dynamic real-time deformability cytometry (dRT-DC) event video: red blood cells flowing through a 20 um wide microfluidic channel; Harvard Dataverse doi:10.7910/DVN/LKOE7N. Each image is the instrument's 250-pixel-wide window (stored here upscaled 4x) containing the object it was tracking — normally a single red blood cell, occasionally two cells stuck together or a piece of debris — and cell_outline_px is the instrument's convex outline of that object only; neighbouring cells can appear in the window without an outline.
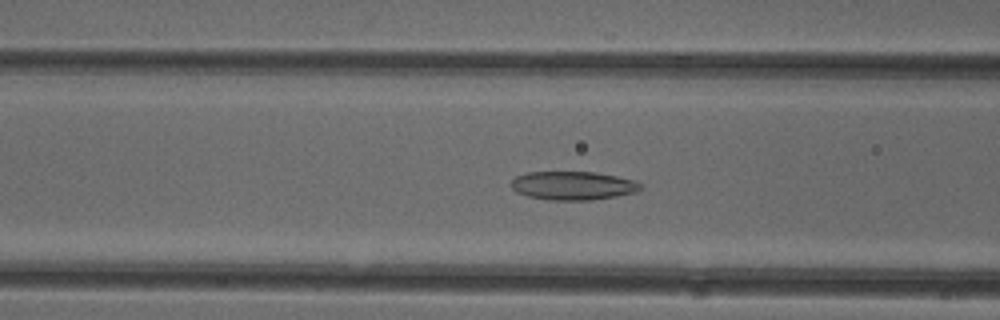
{"species": "common noctule bat (a hibernating species)", "species_latin": "Nyctalus noctula", "temperature_condition": "cold", "stored_images_in_passage": 33, "camera_frame_rate_fps": 3000, "um_per_image_px": 0.085, "animal": {"sex": "female"}, "frame": {"image": 1, "passage_image": 14, "time_ms": 4.333, "image_size_px": [1000, 320], "cell_outline_px": [[644, 188], [636, 192], [616, 196], [592, 200], [552, 200], [528, 196], [516, 192], [508, 184], [516, 176], [528, 172], [592, 172], [616, 176], [636, 180], [644, 184]], "centroid_in_image_um": [48.73, 15.78], "position_along_channel_um": 117.9, "area_um2": 21.73}}
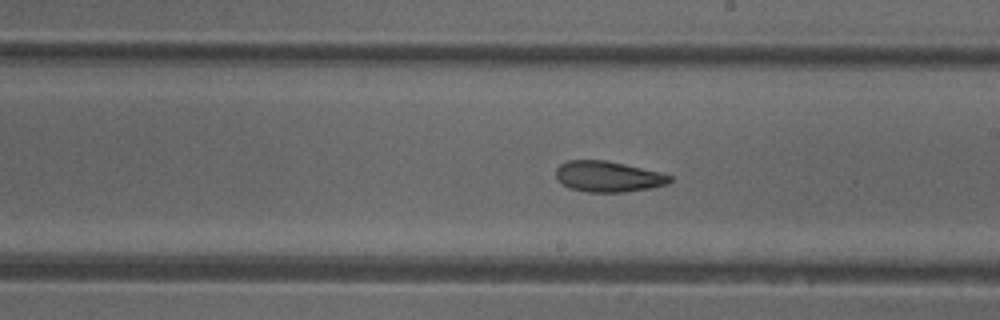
{"frame": {"image": 2, "passage_image": 23, "time_ms": 7.333, "image_size_px": [1000, 320], "cell_outline_px": [[672, 180], [668, 184], [648, 188], [624, 192], [588, 192], [568, 188], [556, 176], [556, 168], [560, 164], [568, 160], [604, 160], [624, 164], [660, 172], [672, 176]], "centroid_in_image_um": [51.69, 15.0], "position_along_channel_um": 237.3, "area_um2": 20.29}}
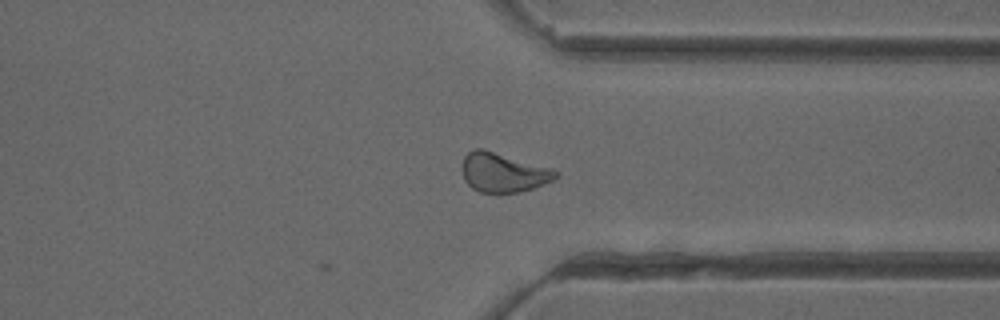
{"frame": {"image": 3, "passage_image": 33, "time_ms": 10.667, "image_size_px": [1000, 320], "cell_outline_px": [[560, 176], [544, 184], [520, 192], [480, 192], [472, 188], [464, 180], [464, 156], [468, 152], [476, 148], [484, 148], [552, 168], [560, 172]], "centroid_in_image_um": [42.82, 14.65], "position_along_channel_um": 368.6, "area_um2": 21.39}, "authors_computed_cell_mechanics": {"area_um2": 21.097, "velocity_mm_per_s": 3.9691, "shape_relaxation_time_tau1_ms": null, "shape_relaxation_time_tau2_ms": 2.9823, "deformation_change_tau1": null, "deformation_change_tau2": 0.1097}}